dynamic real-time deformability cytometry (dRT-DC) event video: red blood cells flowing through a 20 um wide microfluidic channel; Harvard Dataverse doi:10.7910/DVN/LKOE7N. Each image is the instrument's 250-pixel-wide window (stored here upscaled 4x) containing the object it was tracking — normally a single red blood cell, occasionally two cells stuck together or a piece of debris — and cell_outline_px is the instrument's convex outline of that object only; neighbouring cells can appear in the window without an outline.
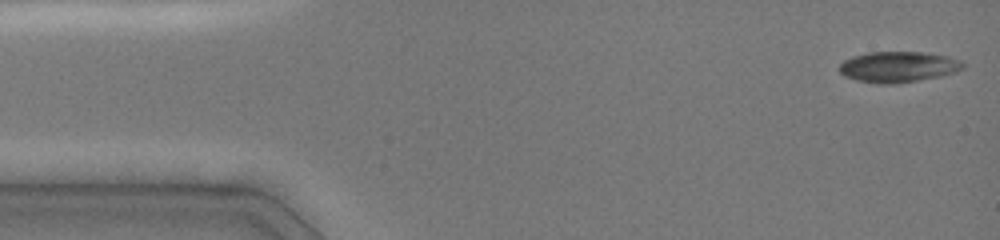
{"species": "common noctule bat (a hibernating species)", "species_latin": "Nyctalus noctula", "temperature_condition": "cold", "stored_images_in_passage": 78, "camera_frame_rate_fps": 3000, "um_per_image_px": 0.085, "animal": {"sex": "female", "body_mass_g": 19.0, "forearm_length_mm": 51.5}, "frame": {"image": 1, "passage_image": 1, "time_ms": 0.0, "image_size_px": [1000, 240], "cell_outline_px": [[964, 68], [956, 72], [940, 76], [892, 84], [876, 84], [856, 80], [844, 76], [840, 72], [840, 64], [844, 60], [852, 56], [868, 52], [924, 52], [948, 56], [960, 60], [964, 64]], "centroid_in_image_um": [76.34, 5.68], "position_along_channel_um": 8.7, "area_um2": 22.2}}
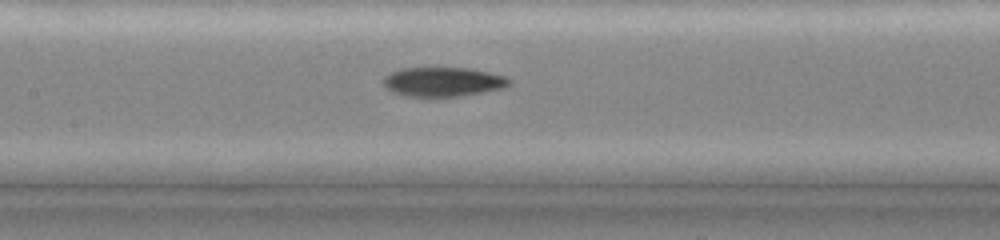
{"frame": {"image": 2, "passage_image": 27, "time_ms": 6.667, "image_size_px": [1000, 240], "cell_outline_px": [[512, 80], [504, 88], [464, 96], [432, 100], [404, 96], [392, 92], [384, 88], [384, 76], [388, 72], [400, 68], [468, 68], [488, 72], [504, 76]], "centroid_in_image_um": [37.58, 7.01], "position_along_channel_um": 169.8, "area_um2": 22.48}}
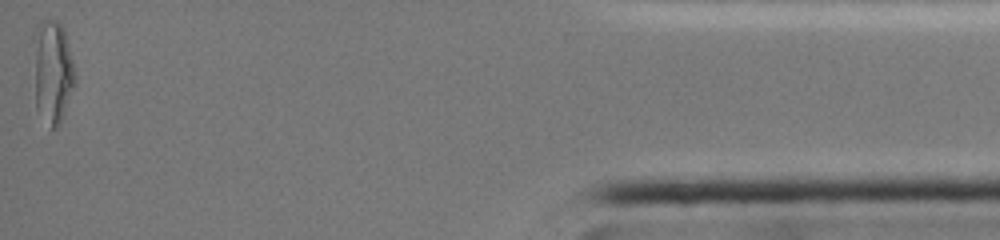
{"frame": {"image": 3, "passage_image": 76, "time_ms": 15.0, "image_size_px": [1000, 240], "cell_outline_px": [[76, 84], [60, 124], [56, 128], [52, 128], [36, 108], [36, 24], [40, 20], [56, 20], [64, 28], [76, 76]], "centroid_in_image_um": [4.53, 6.1], "position_along_channel_um": 430.7, "area_um2": 24.16}, "authors_computed_cell_mechanics": {"area_um2": 21.7039, "velocity_mm_per_s": 4.0626, "shape_relaxation_time_tau1_ms": 7.8485, "shape_relaxation_time_tau2_ms": 6.4664, "deformation_change_tau1": 0.2545, "deformation_change_tau2": 0.1371}}